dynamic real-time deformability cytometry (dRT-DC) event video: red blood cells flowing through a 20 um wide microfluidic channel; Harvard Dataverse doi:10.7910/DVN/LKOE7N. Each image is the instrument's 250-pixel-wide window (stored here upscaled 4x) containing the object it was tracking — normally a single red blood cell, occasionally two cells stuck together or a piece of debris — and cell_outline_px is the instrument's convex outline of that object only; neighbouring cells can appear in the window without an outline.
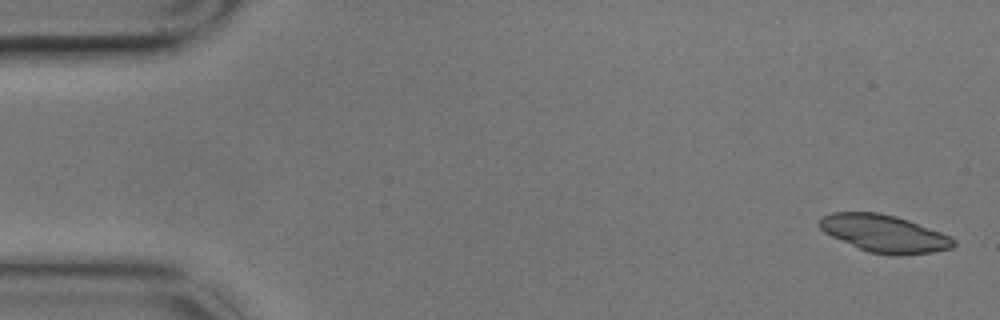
{"species": "common noctule bat (a hibernating species)", "species_latin": "Nyctalus noctula", "temperature_condition": "cold", "stored_images_in_passage": 6, "camera_frame_rate_fps": 3000, "um_per_image_px": 0.085, "animal": {"sex": "male", "body_mass_g": 17.9}, "frame": {"image": 1, "passage_image": 1, "time_ms": 0.0, "image_size_px": [1000, 320], "cell_outline_px": [[956, 244], [952, 248], [932, 252], [900, 256], [896, 256], [868, 252], [832, 236], [824, 232], [816, 224], [824, 216], [832, 212], [880, 212], [896, 216], [908, 220], [952, 236], [956, 240]], "centroid_in_image_um": [75.19, 19.85], "position_along_channel_um": 9.8, "area_um2": 29.3}}